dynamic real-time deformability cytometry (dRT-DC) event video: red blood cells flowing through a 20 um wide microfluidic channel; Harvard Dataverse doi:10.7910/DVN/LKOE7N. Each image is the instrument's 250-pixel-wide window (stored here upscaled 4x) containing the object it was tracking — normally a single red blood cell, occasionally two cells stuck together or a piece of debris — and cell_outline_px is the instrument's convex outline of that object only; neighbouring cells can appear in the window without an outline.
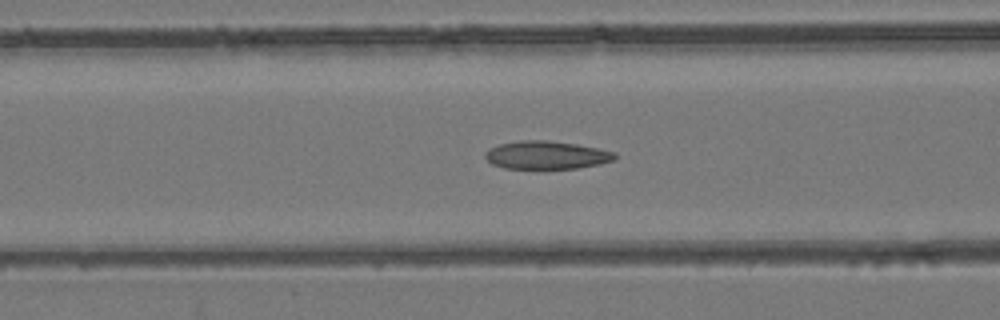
{"species": "common noctule bat (a hibernating species)", "species_latin": "Nyctalus noctula", "temperature_condition": "room temperature", "stored_images_in_passage": 47, "camera_frame_rate_fps": 3000, "um_per_image_px": 0.085, "animal": {"sex": "female", "body_mass_g": 24.6, "forearm_length_mm": 56.2}, "frame": {"image": 1, "passage_image": 15, "time_ms": 4.667, "image_size_px": [1000, 320], "cell_outline_px": [[616, 160], [600, 164], [576, 168], [504, 168], [492, 164], [484, 156], [484, 152], [488, 148], [500, 144], [520, 140], [548, 140], [576, 144], [616, 152]], "centroid_in_image_um": [46.44, 13.17], "position_along_channel_um": 120.2, "area_um2": 21.21}}
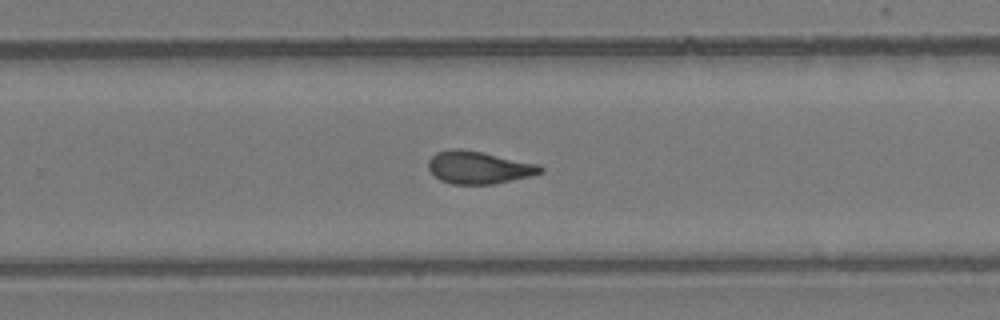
{"frame": {"image": 2, "passage_image": 28, "time_ms": 9.0, "image_size_px": [1000, 320], "cell_outline_px": [[544, 172], [532, 176], [492, 184], [452, 184], [440, 180], [428, 168], [428, 160], [436, 152], [452, 148], [460, 148], [540, 164], [544, 168]], "centroid_in_image_um": [40.71, 14.23], "position_along_channel_um": 289.1, "area_um2": 21.27}}
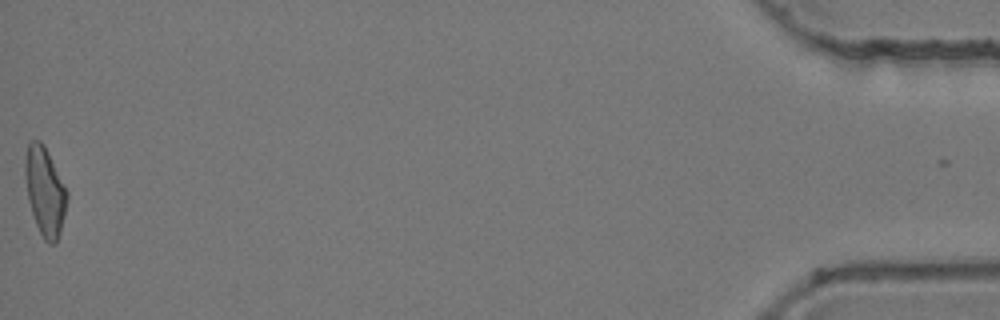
{"frame": {"image": 3, "passage_image": 47, "time_ms": 15.333, "image_size_px": [1000, 320], "cell_outline_px": [[68, 196], [64, 216], [60, 232], [56, 240], [52, 244], [48, 244], [44, 240], [36, 224], [28, 200], [24, 172], [24, 160], [28, 140], [40, 140], [44, 144], [68, 192]], "centroid_in_image_um": [3.8, 16.21], "position_along_channel_um": 431.4, "area_um2": 21.62}, "authors_computed_cell_mechanics": {"area_um2": 21.2704, "velocity_mm_per_s": 3.9079, "shape_relaxation_time_tau1_ms": null, "shape_relaxation_time_tau2_ms": 2.8392, "deformation_change_tau1": null, "deformation_change_tau2": 0.0902}}